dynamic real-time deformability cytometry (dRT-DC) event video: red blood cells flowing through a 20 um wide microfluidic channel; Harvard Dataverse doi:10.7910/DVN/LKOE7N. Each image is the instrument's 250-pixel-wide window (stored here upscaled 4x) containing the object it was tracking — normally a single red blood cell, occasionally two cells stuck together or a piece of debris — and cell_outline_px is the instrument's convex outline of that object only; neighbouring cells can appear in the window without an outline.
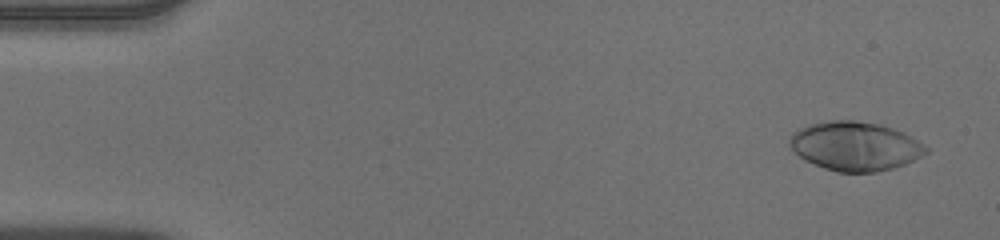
{"species": "human", "species_latin": "Homo sapiens", "temperature_condition": "warm", "stored_images_in_passage": 52, "camera_frame_rate_fps": 3000, "um_per_image_px": 0.085, "donor": {"sex": "male"}, "frame": {"image": 1, "passage_image": 3, "time_ms": 0.667, "image_size_px": [1000, 240], "cell_outline_px": [[928, 152], [904, 164], [892, 168], [876, 172], [836, 172], [824, 168], [804, 160], [788, 144], [788, 140], [792, 132], [808, 124], [828, 120], [856, 120], [880, 124], [904, 132], [924, 144], [928, 148]], "centroid_in_image_um": [72.66, 12.41], "position_along_channel_um": 12.3, "area_um2": 39.02}}
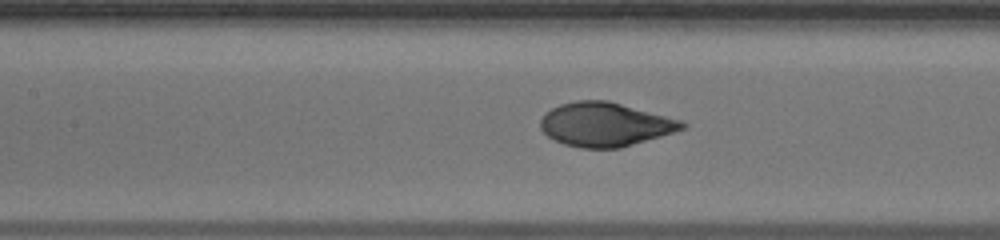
{"frame": {"image": 2, "passage_image": 24, "time_ms": 7.667, "image_size_px": [1000, 240], "cell_outline_px": [[688, 124], [684, 128], [660, 136], [620, 148], [580, 148], [564, 144], [548, 136], [540, 128], [540, 120], [552, 108], [560, 104], [576, 100], [608, 100], [680, 120]], "centroid_in_image_um": [51.41, 10.57], "position_along_channel_um": 156.0, "area_um2": 35.84}}
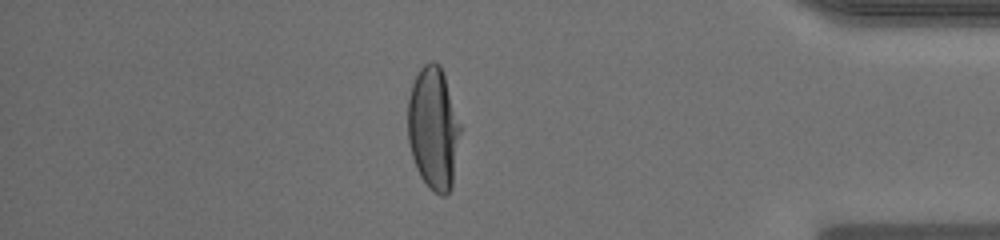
{"frame": {"image": 3, "passage_image": 45, "time_ms": 14.667, "image_size_px": [1000, 240], "cell_outline_px": [[460, 132], [452, 188], [444, 196], [440, 196], [420, 176], [416, 168], [412, 156], [408, 140], [408, 96], [412, 84], [420, 68], [424, 64], [432, 60], [436, 60], [440, 64], [460, 124]], "centroid_in_image_um": [36.82, 10.89], "position_along_channel_um": 398.4, "area_um2": 37.22}, "authors_computed_cell_mechanics": {"area_um2": 37.6856, "velocity_mm_per_s": 3.9368, "shape_relaxation_time_tau1_ms": 4.1241, "shape_relaxation_time_tau2_ms": null, "deformation_change_tau1": 0.2471, "deformation_change_tau2": null}}